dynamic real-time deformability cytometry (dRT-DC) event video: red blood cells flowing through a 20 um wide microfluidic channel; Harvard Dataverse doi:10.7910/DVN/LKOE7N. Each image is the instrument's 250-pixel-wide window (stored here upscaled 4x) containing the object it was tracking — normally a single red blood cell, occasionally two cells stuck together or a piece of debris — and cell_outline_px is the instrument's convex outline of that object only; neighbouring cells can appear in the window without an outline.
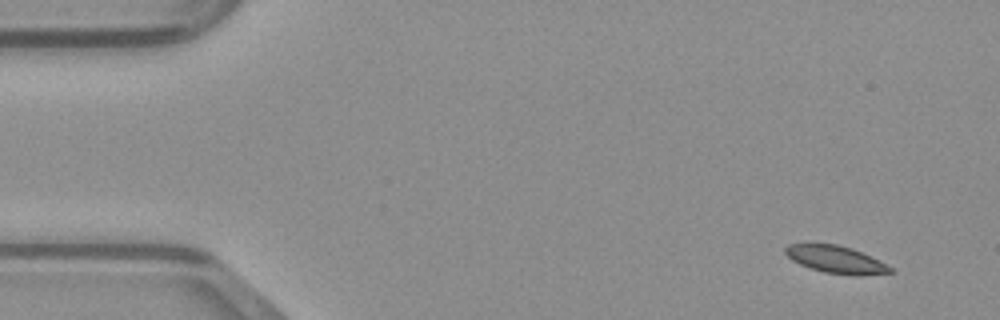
{"species": "common noctule bat (a hibernating species)", "species_latin": "Nyctalus noctula", "temperature_condition": "warm", "stored_images_in_passage": 46, "camera_frame_rate_fps": 3000, "um_per_image_px": 0.085, "animal": {"sex": "male", "body_mass_g": 23.1, "forearm_length_mm": 52.7}, "frame": {"image": 1, "passage_image": 1, "time_ms": 0.0, "image_size_px": [1000, 320], "cell_outline_px": [[896, 272], [860, 276], [856, 276], [824, 272], [800, 264], [792, 260], [784, 252], [784, 248], [788, 244], [836, 244], [852, 248], [880, 260], [892, 268]], "centroid_in_image_um": [71.09, 22.06], "position_along_channel_um": 13.9, "area_um2": 16.76}}
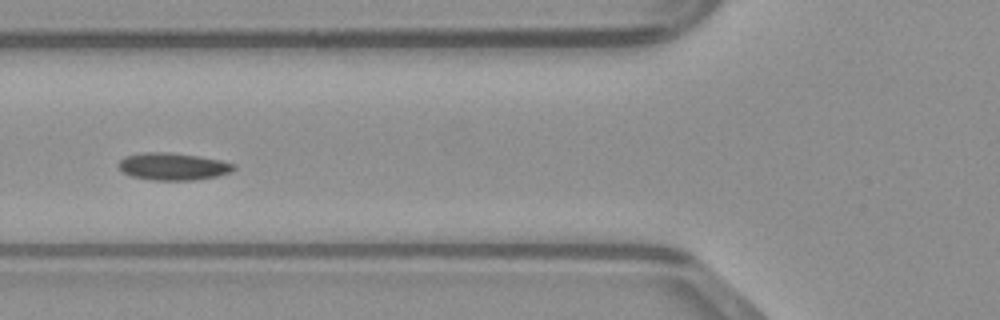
{"frame": {"image": 2, "passage_image": 16, "time_ms": 5.0, "image_size_px": [1000, 320], "cell_outline_px": [[236, 168], [232, 172], [216, 176], [192, 180], [152, 180], [132, 176], [124, 172], [116, 164], [124, 156], [144, 152], [172, 152], [220, 160], [236, 164]], "centroid_in_image_um": [14.7, 14.14], "position_along_channel_um": 111.1, "area_um2": 18.32}}
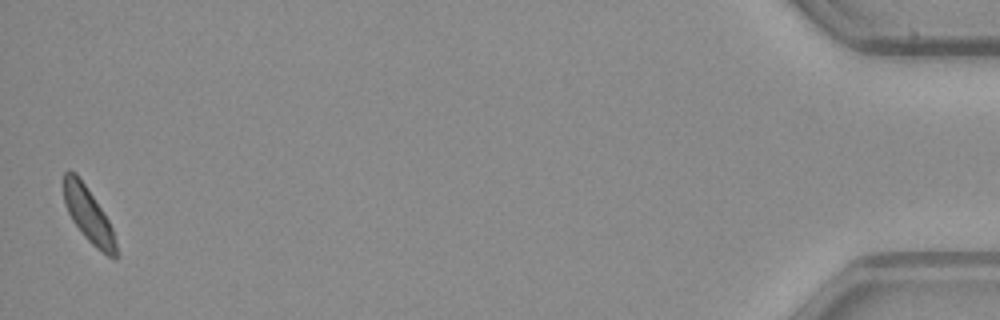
{"frame": {"image": 3, "passage_image": 46, "time_ms": 15.0, "image_size_px": [1000, 320], "cell_outline_px": [[116, 260], [108, 256], [96, 248], [84, 236], [72, 220], [64, 204], [64, 172], [68, 168], [76, 172], [108, 220], [112, 228], [116, 244]], "centroid_in_image_um": [7.49, 18.25], "position_along_channel_um": 427.7, "area_um2": 16.42}}